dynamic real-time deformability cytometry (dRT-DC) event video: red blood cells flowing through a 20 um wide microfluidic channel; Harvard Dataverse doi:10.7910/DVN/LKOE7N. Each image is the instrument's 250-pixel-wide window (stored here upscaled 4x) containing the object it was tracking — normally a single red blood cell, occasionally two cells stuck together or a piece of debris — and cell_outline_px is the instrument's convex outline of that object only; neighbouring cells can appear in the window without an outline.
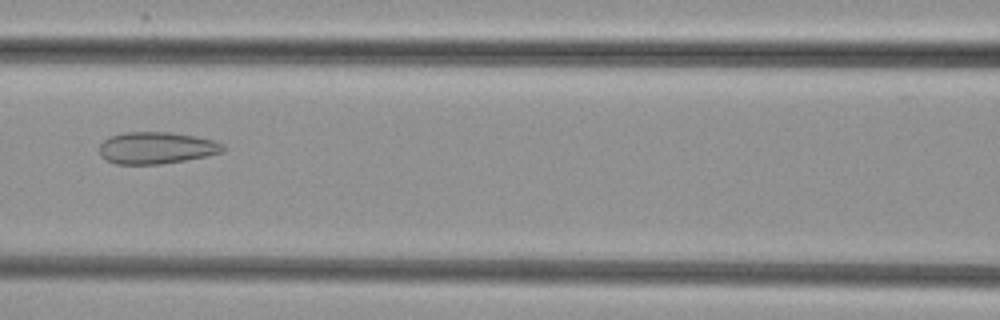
{"species": "common noctule bat (a hibernating species)", "species_latin": "Nyctalus noctula", "temperature_condition": "cold", "stored_images_in_passage": 35, "camera_frame_rate_fps": 3000, "um_per_image_px": 0.085, "animal": {"sex": "female", "body_mass_g": 29.2, "forearm_length_mm": 56.3}, "frame": {"image": 1, "passage_image": 12, "time_ms": 3.667, "image_size_px": [1000, 320], "cell_outline_px": [[224, 152], [208, 156], [160, 164], [116, 164], [104, 160], [100, 156], [100, 144], [104, 140], [112, 136], [124, 132], [172, 132], [196, 136], [216, 140], [224, 144]], "centroid_in_image_um": [13.32, 12.57], "position_along_channel_um": 153.3, "area_um2": 23.18}}
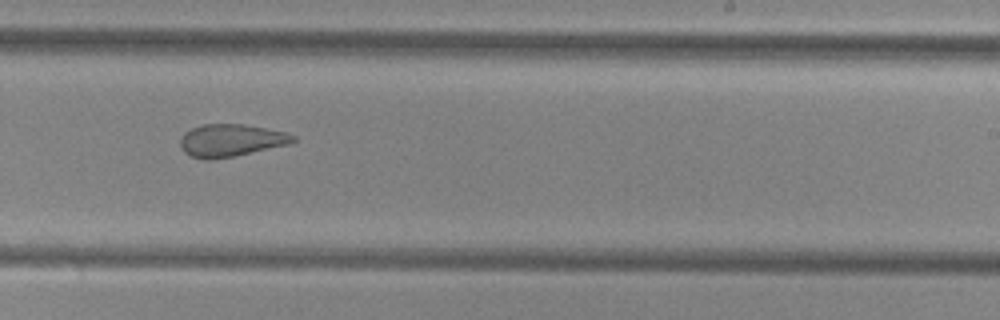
{"frame": {"image": 2, "passage_image": 21, "time_ms": 6.667, "image_size_px": [1000, 320], "cell_outline_px": [[296, 140], [288, 144], [232, 156], [212, 160], [204, 160], [192, 156], [184, 152], [180, 148], [180, 140], [184, 132], [192, 128], [204, 124], [244, 124], [284, 132], [296, 136]], "centroid_in_image_um": [19.58, 11.93], "position_along_channel_um": 269.4, "area_um2": 21.1}}
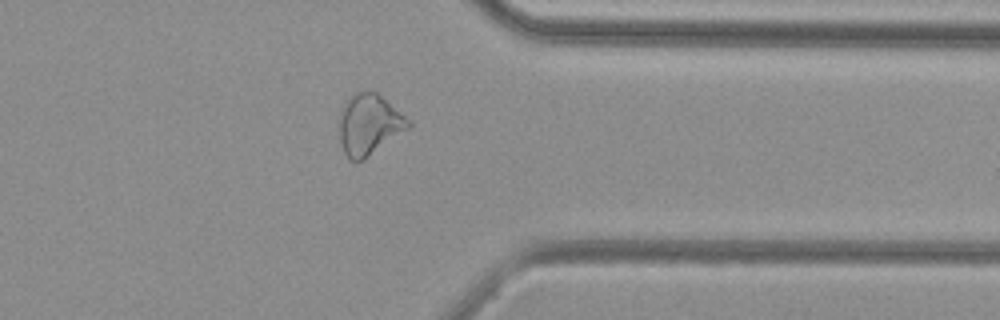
{"frame": {"image": 3, "passage_image": 30, "time_ms": 9.667, "image_size_px": [1000, 320], "cell_outline_px": [[412, 124], [408, 128], [360, 160], [352, 160], [344, 152], [340, 140], [340, 112], [344, 104], [356, 92], [376, 92], [412, 120]], "centroid_in_image_um": [31.39, 10.54], "position_along_channel_um": 380.0, "area_um2": 23.58}}